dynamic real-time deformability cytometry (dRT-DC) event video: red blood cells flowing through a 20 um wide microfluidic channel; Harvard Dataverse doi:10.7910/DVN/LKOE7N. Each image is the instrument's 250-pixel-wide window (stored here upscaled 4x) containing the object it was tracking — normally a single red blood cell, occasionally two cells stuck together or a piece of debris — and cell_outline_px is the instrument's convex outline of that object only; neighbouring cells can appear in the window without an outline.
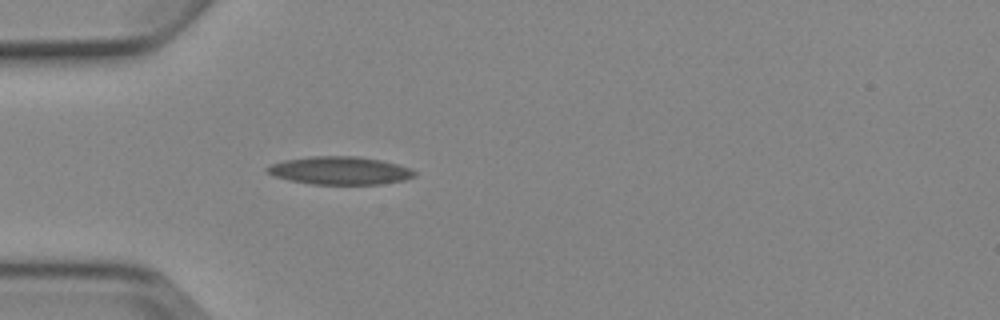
{"species": "Egyptian fruit bat (a non-hibernating species)", "species_latin": "Rousettus aegyptiacus", "temperature_condition": "cold", "stored_images_in_passage": 4, "camera_frame_rate_fps": 3000, "um_per_image_px": 0.085, "animal": {"sex": "female"}, "frame": {"image": 1, "passage_image": 4, "time_ms": 3.667, "image_size_px": [1000, 320], "cell_outline_px": [[416, 176], [404, 180], [380, 184], [312, 184], [272, 176], [264, 172], [264, 168], [272, 164], [284, 160], [312, 156], [356, 156], [384, 160], [400, 164], [412, 168], [416, 172]], "centroid_in_image_um": [28.91, 14.49], "position_along_channel_um": 56.1, "area_um2": 24.28}}